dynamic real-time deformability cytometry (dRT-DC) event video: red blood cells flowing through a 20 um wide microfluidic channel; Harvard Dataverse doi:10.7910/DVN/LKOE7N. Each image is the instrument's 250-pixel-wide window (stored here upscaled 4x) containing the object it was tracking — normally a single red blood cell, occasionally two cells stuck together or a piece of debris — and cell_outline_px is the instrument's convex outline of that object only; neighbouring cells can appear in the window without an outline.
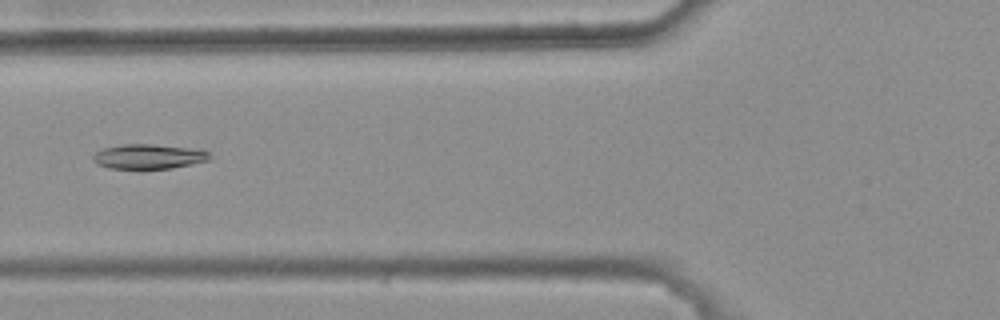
{"species": "common noctule bat (a hibernating species)", "species_latin": "Nyctalus noctula", "temperature_condition": "warm", "stored_images_in_passage": 7, "camera_frame_rate_fps": 3000, "um_per_image_px": 0.085, "animal": {"sex": "female", "body_mass_g": 25.1}, "frame": {"image": 1, "passage_image": 4, "time_ms": 1.0, "image_size_px": [1000, 320], "cell_outline_px": [[212, 160], [172, 168], [108, 168], [96, 164], [92, 160], [92, 156], [96, 152], [104, 148], [120, 144], [152, 144], [188, 148], [208, 152]], "centroid_in_image_um": [12.6, 13.3], "position_along_channel_um": 113.2, "area_um2": 16.7}}
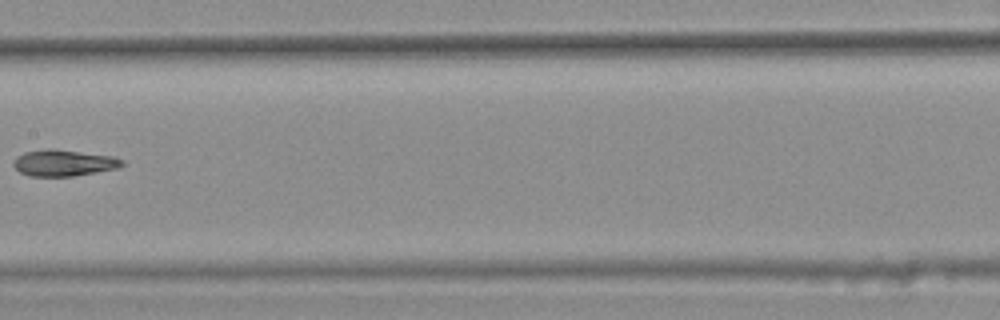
{"frame": {"image": 2, "passage_image": 6, "time_ms": 1.667, "image_size_px": [1000, 320], "cell_outline_px": [[124, 164], [120, 168], [72, 176], [28, 176], [20, 172], [12, 164], [16, 156], [24, 152], [48, 148], [52, 148], [112, 156], [124, 160]], "centroid_in_image_um": [5.41, 13.84], "position_along_channel_um": 202.0, "area_um2": 16.76}}
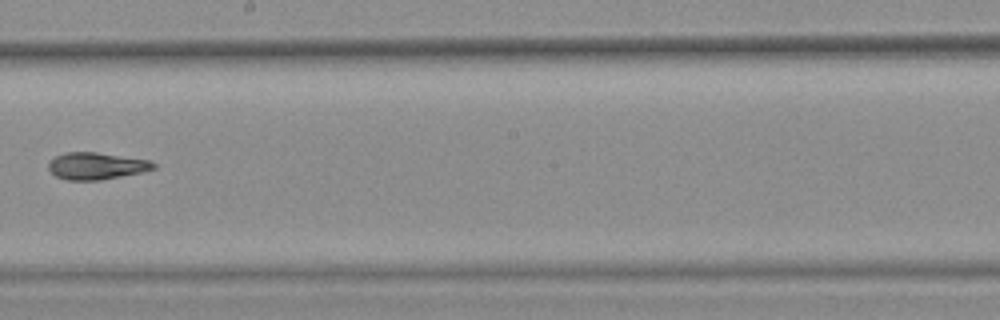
{"frame": {"image": 3, "passage_image": 7, "time_ms": 2.0, "image_size_px": [1000, 320], "cell_outline_px": [[156, 168], [140, 172], [100, 180], [68, 180], [56, 176], [48, 168], [48, 160], [64, 152], [96, 152], [152, 160], [156, 164]], "centroid_in_image_um": [8.18, 14.09], "position_along_channel_um": 240.0, "area_um2": 16.53}}